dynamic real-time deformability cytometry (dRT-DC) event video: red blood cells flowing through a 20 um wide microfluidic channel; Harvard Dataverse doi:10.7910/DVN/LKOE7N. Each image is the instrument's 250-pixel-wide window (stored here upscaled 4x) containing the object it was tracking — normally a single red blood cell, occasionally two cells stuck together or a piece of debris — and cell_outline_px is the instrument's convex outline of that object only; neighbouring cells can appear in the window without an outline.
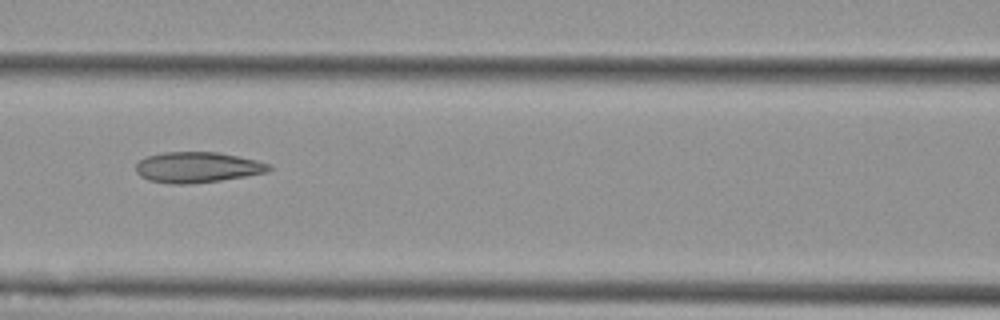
{"species": "Egyptian fruit bat (a non-hibernating species)", "species_latin": "Rousettus aegyptiacus", "temperature_condition": "cold", "stored_images_in_passage": 6, "camera_frame_rate_fps": 3000, "um_per_image_px": 0.085, "animal": {"sex": "female"}, "frame": {"image": 1, "passage_image": 4, "time_ms": 3.333, "image_size_px": [1000, 320], "cell_outline_px": [[276, 168], [268, 172], [220, 180], [188, 184], [168, 184], [148, 180], [140, 176], [136, 172], [136, 164], [140, 160], [148, 156], [164, 152], [220, 152], [256, 160], [268, 164]], "centroid_in_image_um": [16.78, 14.22], "position_along_channel_um": 149.8, "area_um2": 23.81}}
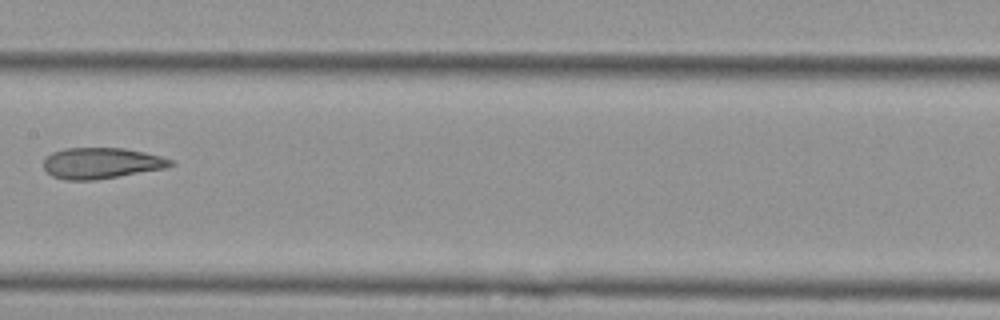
{"frame": {"image": 2, "passage_image": 5, "time_ms": 4.667, "image_size_px": [1000, 320], "cell_outline_px": [[176, 164], [164, 168], [96, 180], [64, 180], [52, 176], [44, 168], [44, 160], [52, 152], [64, 148], [124, 148], [144, 152], [176, 160]], "centroid_in_image_um": [8.63, 13.86], "position_along_channel_um": 198.8, "area_um2": 22.95}}
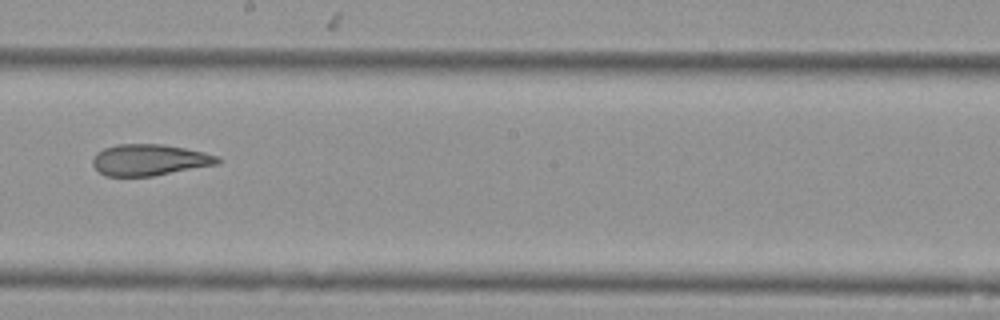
{"frame": {"image": 3, "passage_image": 6, "time_ms": 5.667, "image_size_px": [1000, 320], "cell_outline_px": [[224, 160], [220, 164], [152, 176], [104, 176], [92, 164], [92, 160], [96, 152], [104, 148], [116, 144], [164, 144], [204, 152], [220, 156]], "centroid_in_image_um": [12.75, 13.59], "position_along_channel_um": 235.5, "area_um2": 23.06}}